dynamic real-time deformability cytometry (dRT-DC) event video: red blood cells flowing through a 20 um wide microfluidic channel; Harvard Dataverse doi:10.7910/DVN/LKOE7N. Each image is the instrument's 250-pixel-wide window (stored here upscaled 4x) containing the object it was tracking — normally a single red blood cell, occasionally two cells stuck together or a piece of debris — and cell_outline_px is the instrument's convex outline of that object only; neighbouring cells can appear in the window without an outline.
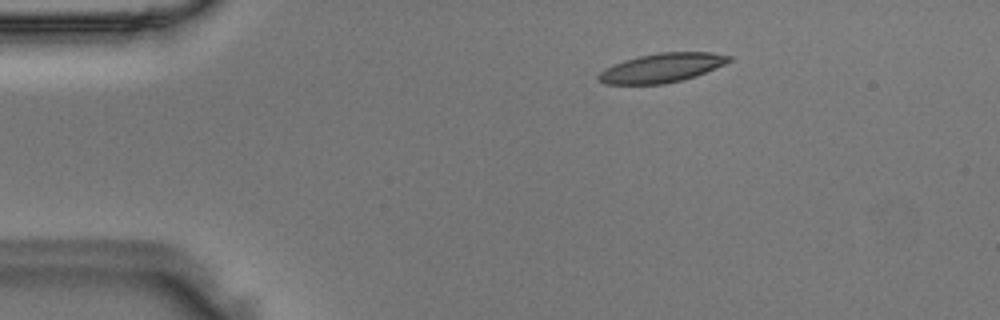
{"species": "Egyptian fruit bat (a non-hibernating species)", "species_latin": "Rousettus aegyptiacus", "temperature_condition": "room temperature", "stored_images_in_passage": 36, "camera_frame_rate_fps": 3000, "um_per_image_px": 0.085, "animal": {"sex": "male"}, "frame": {"image": 1, "passage_image": 1, "time_ms": 0.0, "image_size_px": [1000, 320], "cell_outline_px": [[732, 60], [724, 64], [696, 76], [664, 84], [604, 84], [596, 80], [596, 76], [600, 72], [612, 64], [624, 60], [640, 56], [660, 52], [712, 52], [732, 56]], "centroid_in_image_um": [56.22, 5.77], "position_along_channel_um": 28.8, "area_um2": 22.14}}
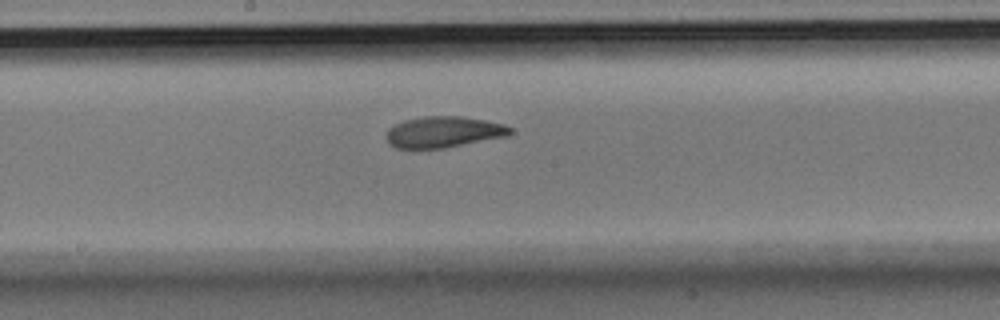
{"frame": {"image": 2, "passage_image": 19, "time_ms": 6.0, "image_size_px": [1000, 320], "cell_outline_px": [[512, 132], [508, 136], [444, 148], [396, 148], [388, 144], [388, 128], [404, 120], [424, 116], [460, 116], [484, 120], [504, 124], [512, 128]], "centroid_in_image_um": [37.72, 11.22], "position_along_channel_um": 210.5, "area_um2": 22.37}}
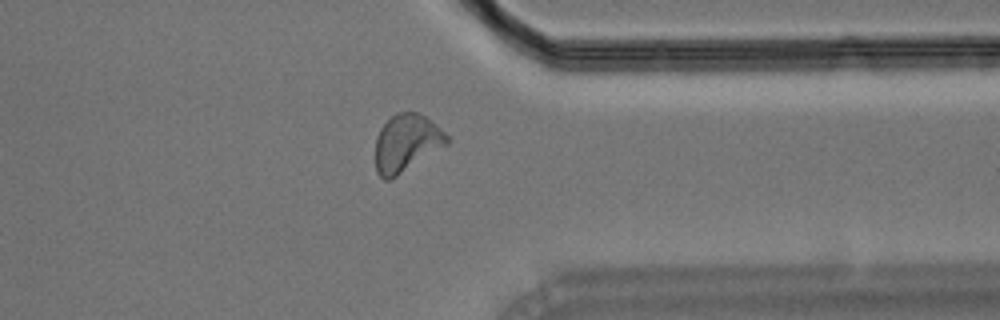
{"frame": {"image": 3, "passage_image": 32, "time_ms": 10.333, "image_size_px": [1000, 320], "cell_outline_px": [[448, 144], [396, 176], [388, 180], [384, 180], [376, 172], [376, 136], [380, 128], [396, 112], [416, 112], [424, 116], [440, 128], [448, 136]], "centroid_in_image_um": [34.53, 12.15], "position_along_channel_um": 376.9, "area_um2": 23.58}}